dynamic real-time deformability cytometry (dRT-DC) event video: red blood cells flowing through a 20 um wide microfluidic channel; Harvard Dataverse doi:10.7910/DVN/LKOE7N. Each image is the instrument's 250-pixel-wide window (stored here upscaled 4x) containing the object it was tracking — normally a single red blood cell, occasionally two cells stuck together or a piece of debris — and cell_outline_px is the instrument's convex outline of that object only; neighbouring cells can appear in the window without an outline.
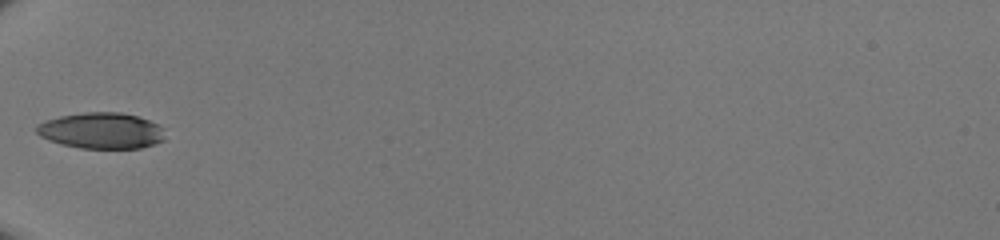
{"species": "human", "species_latin": "Homo sapiens", "temperature_condition": "room temperature", "stored_images_in_passage": 30, "camera_frame_rate_fps": 3000, "um_per_image_px": 0.085, "donor": {"sex": "male"}, "frame": {"image": 1, "passage_image": 1, "time_ms": 0.0, "image_size_px": [1000, 240], "cell_outline_px": [[164, 140], [140, 148], [80, 148], [48, 140], [40, 136], [36, 132], [36, 124], [60, 116], [84, 112], [120, 112], [136, 116], [148, 120], [156, 124], [160, 128]], "centroid_in_image_um": [8.57, 11.1], "position_along_channel_um": 76.4, "area_um2": 26.59}}
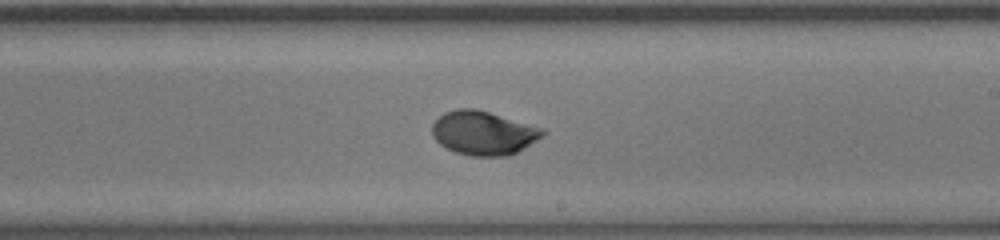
{"frame": {"image": 2, "passage_image": 13, "time_ms": 4.0, "image_size_px": [1000, 240], "cell_outline_px": [[548, 132], [536, 140], [516, 152], [508, 156], [472, 156], [456, 152], [440, 144], [432, 136], [432, 124], [444, 112], [456, 108], [476, 108], [544, 128]], "centroid_in_image_um": [41.09, 11.29], "position_along_channel_um": 247.9, "area_um2": 28.26}}
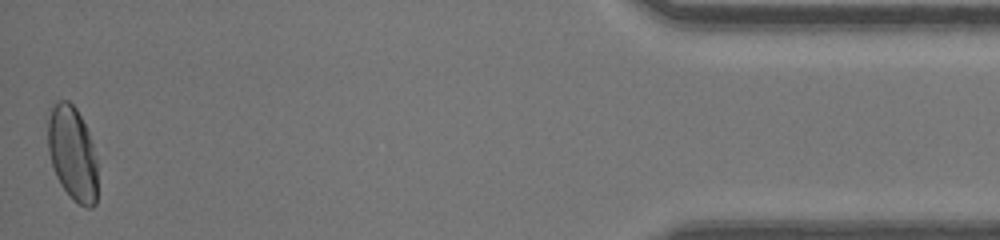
{"frame": {"image": 3, "passage_image": 30, "time_ms": 9.667, "image_size_px": [1000, 240], "cell_outline_px": [[96, 204], [92, 208], [88, 208], [72, 200], [60, 184], [56, 176], [48, 152], [48, 108], [60, 100], [68, 100], [76, 108], [88, 132], [96, 156]], "centroid_in_image_um": [6.13, 13.03], "position_along_channel_um": 429.1, "area_um2": 27.34}}